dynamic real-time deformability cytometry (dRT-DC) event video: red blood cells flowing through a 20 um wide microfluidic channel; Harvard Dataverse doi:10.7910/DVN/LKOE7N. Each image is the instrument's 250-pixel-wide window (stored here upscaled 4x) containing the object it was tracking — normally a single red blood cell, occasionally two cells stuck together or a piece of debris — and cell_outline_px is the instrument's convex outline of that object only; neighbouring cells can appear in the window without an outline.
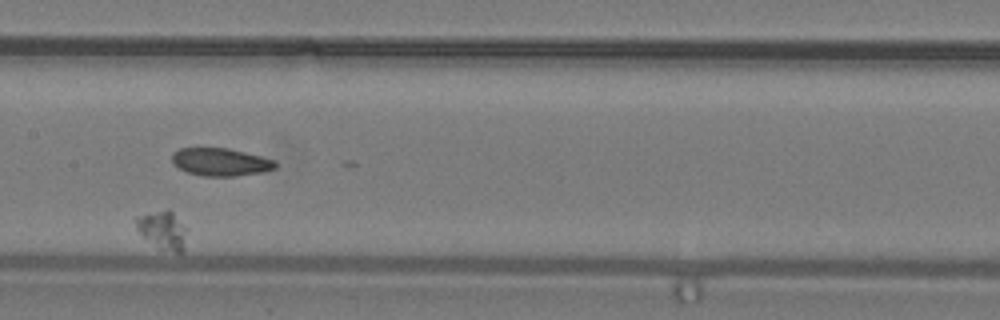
{"species": "common noctule bat (a hibernating species)", "species_latin": "Nyctalus noctula", "temperature_condition": "warm", "stored_images_in_passage": 9, "camera_frame_rate_fps": 3000, "um_per_image_px": 0.085, "animal": {"sex": "male", "body_mass_g": 19.2, "forearm_length_mm": 51.8}, "frame": {"image": 1, "passage_image": 4, "time_ms": 1.0, "image_size_px": [1000, 320], "cell_outline_px": [[188, 228], [184, 252], [176, 252], [160, 248], [144, 236], [136, 228], [136, 216], [168, 208]], "centroid_in_image_um": [13.89, 19.53], "position_along_channel_um": 193.5, "area_um2": 11.27}}
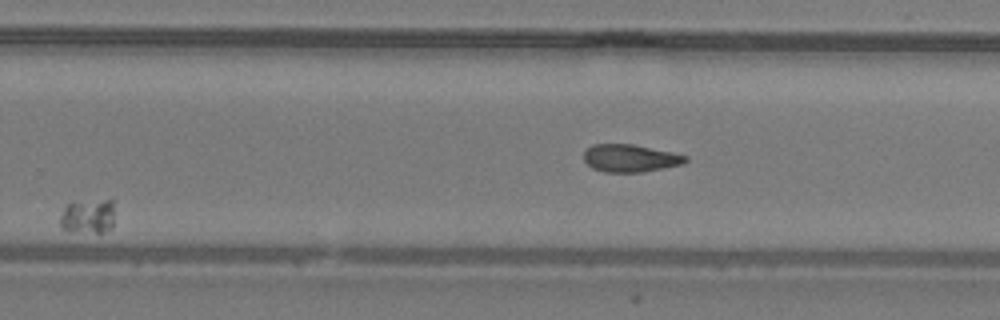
{"frame": {"image": 2, "passage_image": 7, "time_ms": 2.0, "image_size_px": [1000, 320], "cell_outline_px": [[112, 228], [104, 232], [68, 232], [60, 228], [60, 216], [64, 208], [72, 200], [112, 200]], "centroid_in_image_um": [7.41, 18.38], "position_along_channel_um": 322.4, "area_um2": 11.21}}
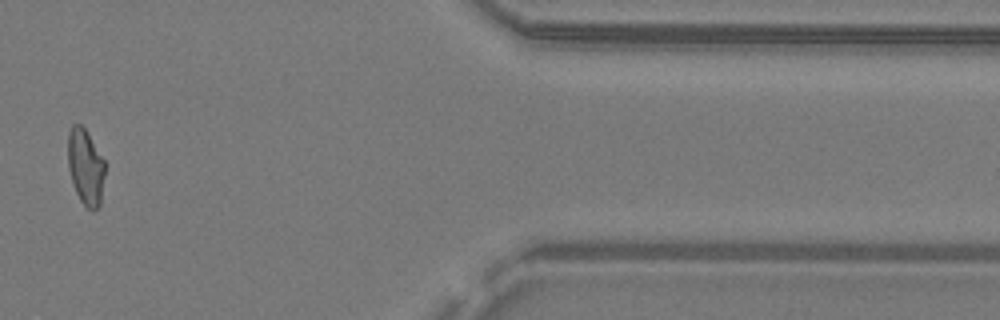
{"frame": {"image": 3, "passage_image": 9, "time_ms": 2.667, "image_size_px": [1000, 320], "cell_outline_px": [[104, 176], [100, 204], [92, 212], [80, 200], [72, 184], [68, 168], [68, 132], [72, 124], [80, 124], [84, 128], [104, 160]], "centroid_in_image_um": [7.25, 14.19], "position_along_channel_um": 404.2, "area_um2": 16.24}}